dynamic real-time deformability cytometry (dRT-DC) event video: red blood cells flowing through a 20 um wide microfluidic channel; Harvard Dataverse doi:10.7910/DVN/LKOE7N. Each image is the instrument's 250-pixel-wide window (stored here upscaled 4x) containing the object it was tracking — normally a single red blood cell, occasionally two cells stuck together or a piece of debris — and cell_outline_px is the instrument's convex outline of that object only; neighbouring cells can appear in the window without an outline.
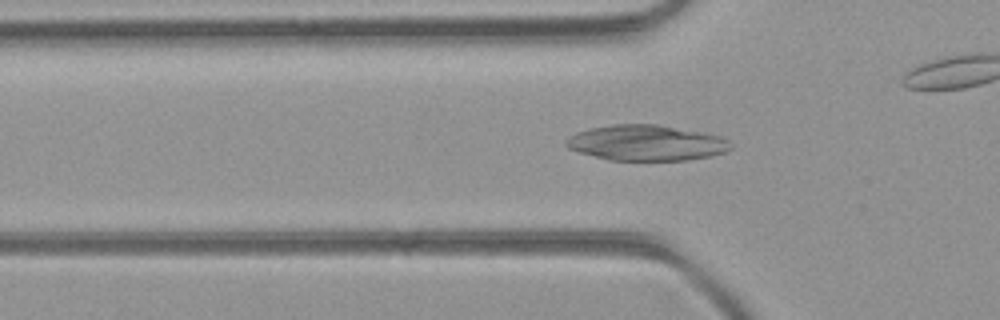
{"species": "common noctule bat (a hibernating species)", "species_latin": "Nyctalus noctula", "temperature_condition": "room temperature", "stored_images_in_passage": 39, "camera_frame_rate_fps": 3000, "um_per_image_px": 0.085, "animal": {"sex": "female", "body_mass_g": 21.9}, "frame": {"image": 1, "passage_image": 5, "time_ms": 1.333, "image_size_px": [1000, 320], "cell_outline_px": [[732, 148], [728, 152], [712, 156], [688, 160], [608, 160], [580, 152], [568, 148], [564, 144], [564, 140], [568, 136], [576, 132], [588, 128], [612, 124], [660, 124], [720, 136], [728, 140], [732, 144]], "centroid_in_image_um": [54.94, 12.14], "position_along_channel_um": 70.9, "area_um2": 34.51}}
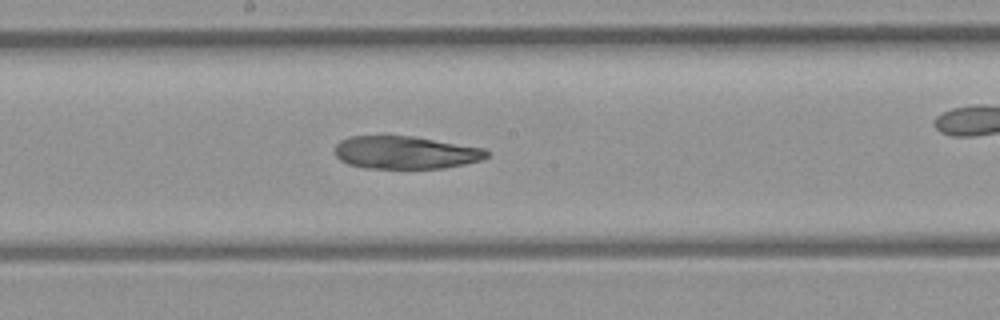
{"frame": {"image": 2, "passage_image": 15, "time_ms": 4.667, "image_size_px": [1000, 320], "cell_outline_px": [[488, 156], [480, 160], [464, 164], [444, 168], [364, 168], [348, 164], [340, 160], [336, 156], [336, 144], [340, 140], [348, 136], [412, 136], [484, 148], [488, 152]], "centroid_in_image_um": [34.44, 12.96], "position_along_channel_um": 213.8, "area_um2": 28.9}}
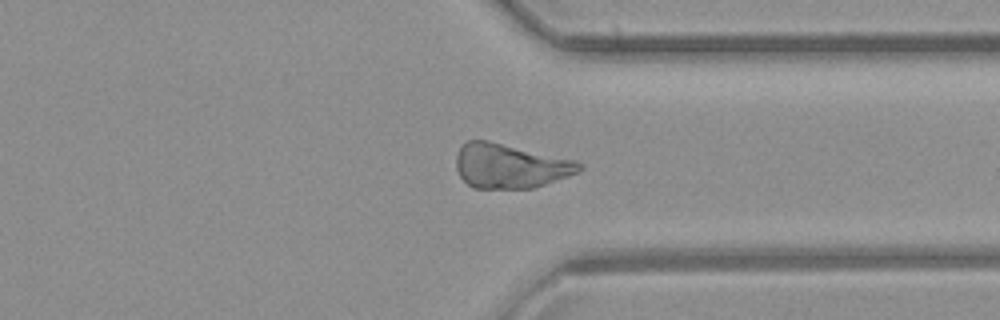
{"frame": {"image": 3, "passage_image": 26, "time_ms": 8.333, "image_size_px": [1000, 320], "cell_outline_px": [[584, 168], [580, 172], [532, 188], [472, 188], [460, 176], [456, 168], [456, 156], [460, 148], [468, 140], [484, 140], [576, 160], [584, 164]], "centroid_in_image_um": [43.38, 14.12], "position_along_channel_um": 368.0, "area_um2": 31.62}}